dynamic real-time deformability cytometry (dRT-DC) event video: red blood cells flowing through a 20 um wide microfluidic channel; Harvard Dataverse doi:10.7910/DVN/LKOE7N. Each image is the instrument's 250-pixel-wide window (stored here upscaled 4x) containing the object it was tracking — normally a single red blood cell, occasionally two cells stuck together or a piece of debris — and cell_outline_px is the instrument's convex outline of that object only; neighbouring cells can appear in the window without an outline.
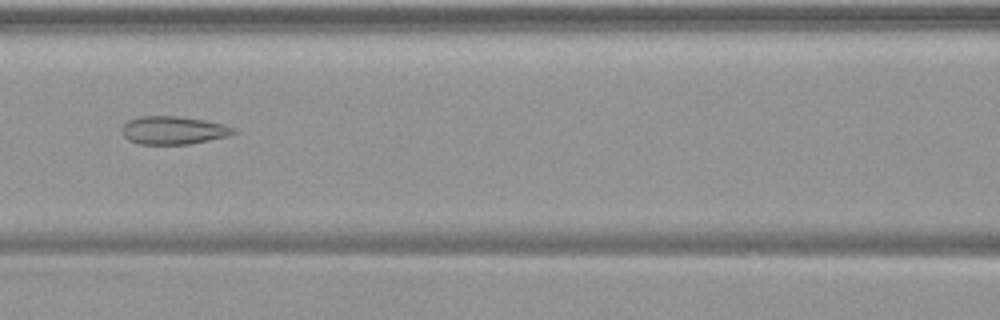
{"species": "common noctule bat (a hibernating species)", "species_latin": "Nyctalus noctula", "temperature_condition": "warm", "stored_images_in_passage": 54, "camera_frame_rate_fps": 3000, "um_per_image_px": 0.085, "animal": {"sex": "female", "body_mass_g": 19.9}, "frame": {"image": 1, "passage_image": 24, "time_ms": 7.667, "image_size_px": [1000, 320], "cell_outline_px": [[236, 132], [228, 136], [188, 144], [136, 144], [128, 140], [124, 136], [120, 128], [128, 120], [140, 116], [176, 116], [204, 120], [224, 124], [232, 128]], "centroid_in_image_um": [14.68, 11.07], "position_along_channel_um": 151.9, "area_um2": 18.21}}
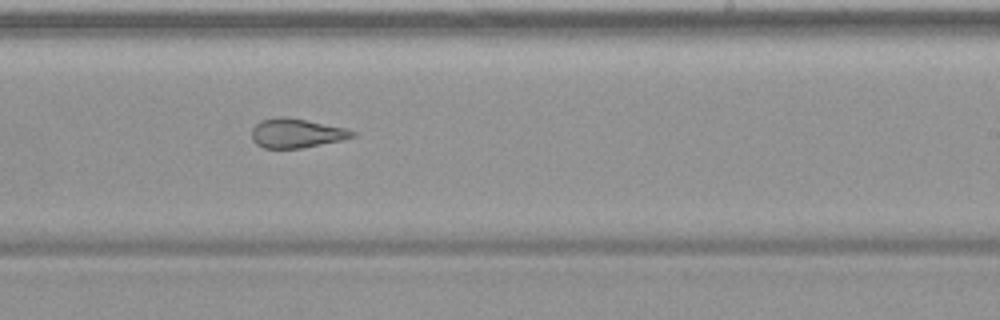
{"frame": {"image": 2, "passage_image": 33, "time_ms": 10.667, "image_size_px": [1000, 320], "cell_outline_px": [[356, 136], [340, 140], [300, 148], [264, 148], [256, 144], [252, 140], [252, 128], [260, 120], [276, 116], [284, 116], [344, 128], [356, 132]], "centroid_in_image_um": [25.13, 11.31], "position_along_channel_um": 263.9, "area_um2": 16.94}}
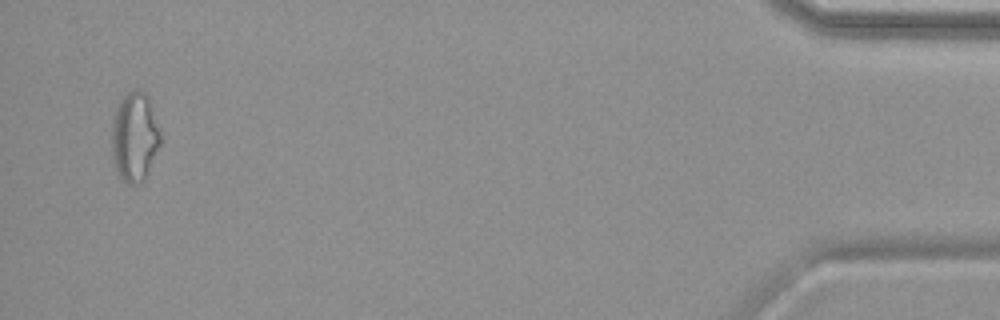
{"frame": {"image": 3, "passage_image": 52, "time_ms": 17.0, "image_size_px": [1000, 320], "cell_outline_px": [[160, 148], [144, 184], [128, 184], [116, 172], [112, 160], [112, 116], [120, 100], [128, 92], [136, 88], [144, 92], [148, 96], [160, 132]], "centroid_in_image_um": [11.45, 11.69], "position_along_channel_um": 423.8, "area_um2": 25.89}, "authors_computed_cell_mechanics": {"area_um2": 22.4264, "velocity_mm_per_s": 3.7576, "shape_relaxation_time_tau1_ms": null, "shape_relaxation_time_tau2_ms": 2.0816, "deformation_change_tau1": null, "deformation_change_tau2": 0.1024}}